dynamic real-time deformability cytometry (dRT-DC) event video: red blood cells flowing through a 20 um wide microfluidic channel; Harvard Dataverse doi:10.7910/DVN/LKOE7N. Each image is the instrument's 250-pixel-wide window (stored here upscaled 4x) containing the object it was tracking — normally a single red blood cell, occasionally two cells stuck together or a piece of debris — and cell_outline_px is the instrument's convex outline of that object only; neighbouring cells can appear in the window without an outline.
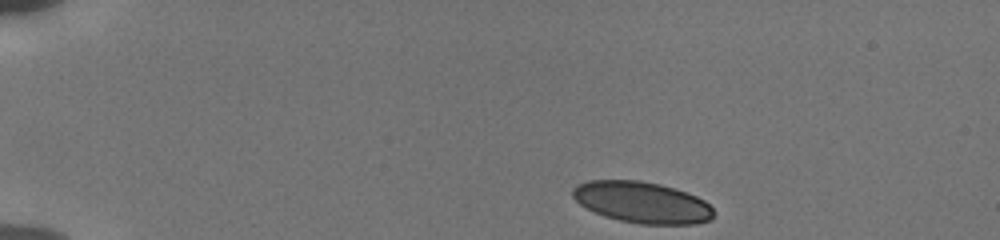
{"species": "human", "species_latin": "Homo sapiens", "temperature_condition": "cold", "stored_images_in_passage": 45, "camera_frame_rate_fps": 3000, "um_per_image_px": 0.085, "donor": {"sex": "male"}, "frame": {"image": 1, "passage_image": 1, "time_ms": 0.0, "image_size_px": [1000, 240], "cell_outline_px": [[716, 212], [712, 220], [696, 224], [640, 224], [620, 220], [604, 216], [580, 204], [572, 196], [572, 188], [576, 184], [588, 180], [640, 180], [660, 184], [676, 188], [696, 196], [704, 200]], "centroid_in_image_um": [54.6, 17.19], "position_along_channel_um": 30.4, "area_um2": 34.16}}
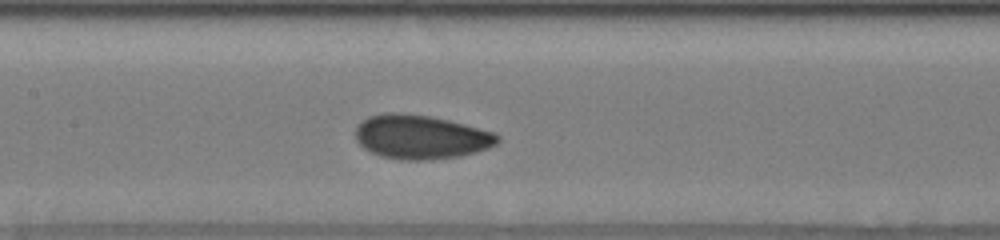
{"frame": {"image": 2, "passage_image": 19, "time_ms": 6.0, "image_size_px": [1000, 240], "cell_outline_px": [[500, 140], [496, 144], [488, 148], [476, 152], [460, 156], [432, 160], [400, 160], [380, 156], [368, 152], [356, 140], [356, 124], [360, 120], [368, 116], [384, 112], [396, 112], [432, 116], [496, 132], [500, 136]], "centroid_in_image_um": [35.75, 11.64], "position_along_channel_um": 171.7, "area_um2": 37.05}}
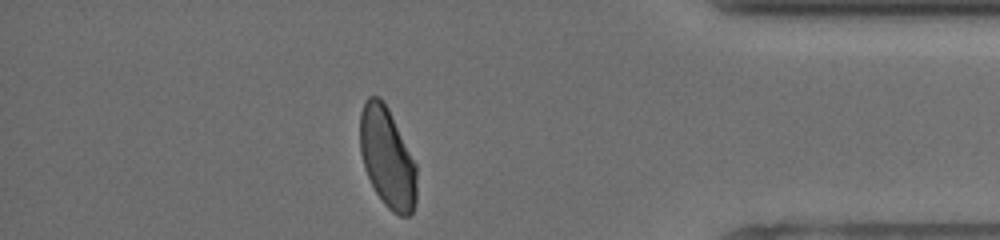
{"frame": {"image": 3, "passage_image": 39, "time_ms": 12.667, "image_size_px": [1000, 240], "cell_outline_px": [[416, 204], [412, 212], [408, 216], [400, 216], [392, 212], [384, 204], [376, 192], [364, 168], [360, 152], [360, 112], [364, 100], [368, 96], [380, 96], [388, 108], [416, 164]], "centroid_in_image_um": [32.91, 13.4], "position_along_channel_um": 402.3, "area_um2": 33.12}, "authors_computed_cell_mechanics": {"area_um2": 34.969, "velocity_mm_per_s": 3.8352, "shape_relaxation_time_tau1_ms": 3.9276, "shape_relaxation_time_tau2_ms": 0.883, "deformation_change_tau1": 0.13, "deformation_change_tau2": 0.0583}}